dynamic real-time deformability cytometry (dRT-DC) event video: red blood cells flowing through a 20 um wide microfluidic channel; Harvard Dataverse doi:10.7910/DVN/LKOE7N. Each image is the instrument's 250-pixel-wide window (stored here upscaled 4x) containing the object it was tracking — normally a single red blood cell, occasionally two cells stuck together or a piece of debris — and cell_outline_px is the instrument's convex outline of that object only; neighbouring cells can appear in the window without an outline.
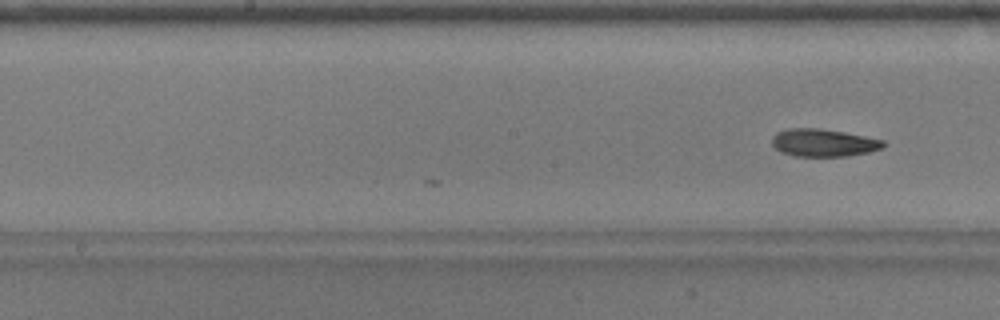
{"species": "common noctule bat (a hibernating species)", "species_latin": "Nyctalus noctula", "temperature_condition": "warm", "stored_images_in_passage": 25, "camera_frame_rate_fps": 3000, "um_per_image_px": 0.085, "animal": {"sex": "male", "body_mass_g": 17.9}, "frame": {"image": 1, "passage_image": 25, "time_ms": 8.0, "image_size_px": [1000, 320], "cell_outline_px": [[888, 144], [880, 148], [868, 152], [848, 156], [796, 156], [780, 152], [772, 144], [772, 136], [776, 132], [788, 128], [820, 128], [844, 132], [884, 140]], "centroid_in_image_um": [69.98, 12.13], "position_along_channel_um": 178.2, "area_um2": 17.98}}